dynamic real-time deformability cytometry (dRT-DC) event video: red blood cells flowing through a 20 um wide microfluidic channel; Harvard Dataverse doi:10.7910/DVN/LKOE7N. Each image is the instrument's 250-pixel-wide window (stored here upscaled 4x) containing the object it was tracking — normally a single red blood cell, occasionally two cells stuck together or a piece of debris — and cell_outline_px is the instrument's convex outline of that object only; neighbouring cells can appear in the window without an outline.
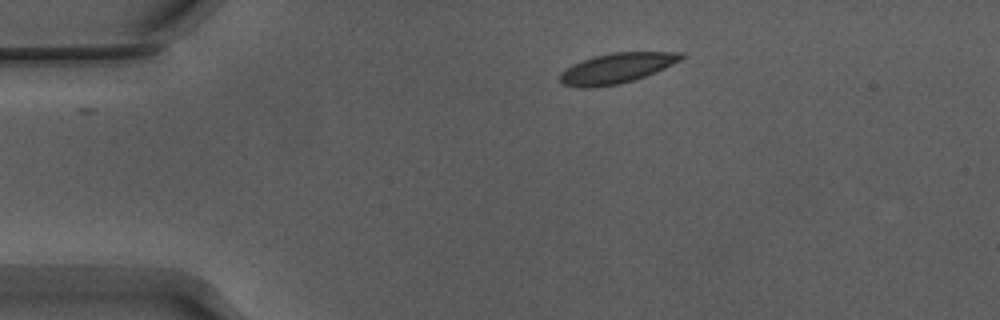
{"species": "Egyptian fruit bat (a non-hibernating species)", "species_latin": "Rousettus aegyptiacus", "temperature_condition": "warm", "stored_images_in_passage": 44, "camera_frame_rate_fps": 3000, "um_per_image_px": 0.085, "animal": {"sex": "male"}, "frame": {"image": 1, "passage_image": 1, "time_ms": 0.0, "image_size_px": [1000, 320], "cell_outline_px": [[684, 56], [680, 60], [664, 68], [644, 76], [632, 80], [616, 84], [592, 88], [584, 88], [564, 84], [560, 80], [560, 72], [572, 64], [596, 56], [612, 52], [684, 52]], "centroid_in_image_um": [52.4, 5.79], "position_along_channel_um": 32.6, "area_um2": 20.92}}
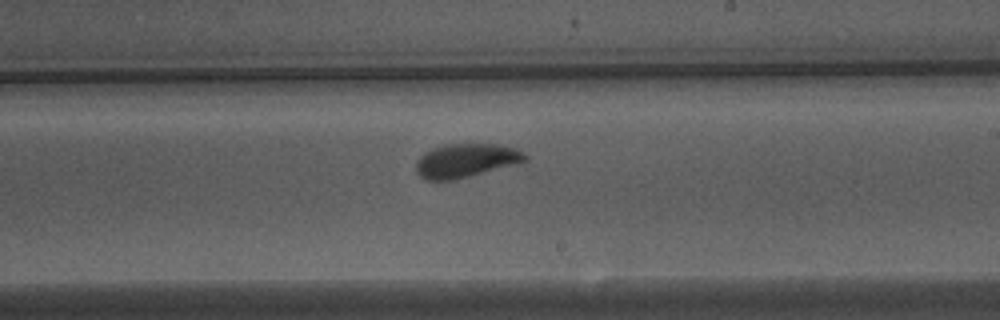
{"frame": {"image": 2, "passage_image": 22, "time_ms": 7.0, "image_size_px": [1000, 320], "cell_outline_px": [[528, 160], [468, 176], [452, 180], [424, 180], [416, 172], [416, 160], [424, 152], [432, 148], [444, 144], [500, 144], [516, 148], [524, 152], [528, 156]], "centroid_in_image_um": [39.57, 13.63], "position_along_channel_um": 249.4, "area_um2": 21.39}}
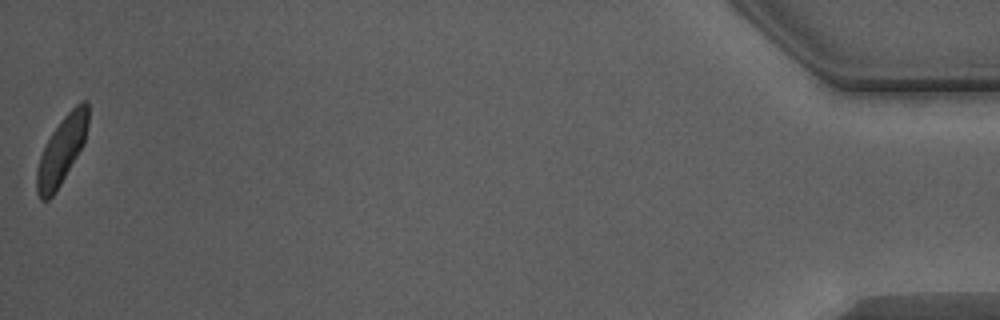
{"frame": {"image": 3, "passage_image": 44, "time_ms": 14.333, "image_size_px": [1000, 320], "cell_outline_px": [[88, 124], [84, 144], [60, 184], [52, 196], [48, 200], [40, 200], [36, 192], [36, 172], [40, 156], [52, 132], [64, 116], [80, 100], [88, 100]], "centroid_in_image_um": [5.25, 12.76], "position_along_channel_um": 430.0, "area_um2": 20.0}, "authors_computed_cell_mechanics": {"area_um2": 21.0103, "velocity_mm_per_s": 3.8245, "shape_relaxation_time_tau1_ms": 2.9369, "shape_relaxation_time_tau2_ms": null, "deformation_change_tau1": 0.1322, "deformation_change_tau2": null}}